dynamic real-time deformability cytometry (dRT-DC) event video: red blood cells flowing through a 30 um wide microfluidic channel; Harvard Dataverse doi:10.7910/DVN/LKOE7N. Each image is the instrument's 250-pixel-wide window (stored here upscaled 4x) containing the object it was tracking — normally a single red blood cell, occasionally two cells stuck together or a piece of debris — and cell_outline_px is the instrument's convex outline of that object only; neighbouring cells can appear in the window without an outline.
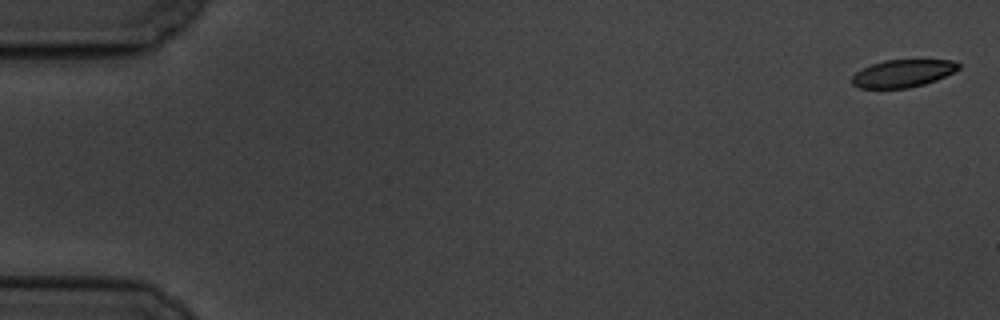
{"species": "common noctule bat (a hibernating species)", "species_latin": "Nyctalus noctula", "temperature_condition": "cold", "stored_images_in_passage": 6, "camera_frame_rate_fps": 3000, "um_per_image_px": 0.085, "animal": {"sex": "male", "body_mass_g": 19.5, "forearm_length_mm": 54.6}, "frame": {"image": 1, "passage_image": 1, "time_ms": 0.0, "image_size_px": [1000, 320], "cell_outline_px": [[960, 68], [936, 80], [924, 84], [908, 88], [860, 88], [852, 84], [852, 76], [856, 72], [872, 64], [884, 60], [952, 60], [960, 64]], "centroid_in_image_um": [76.73, 6.24], "position_along_channel_um": 8.3, "area_um2": 16.94}}
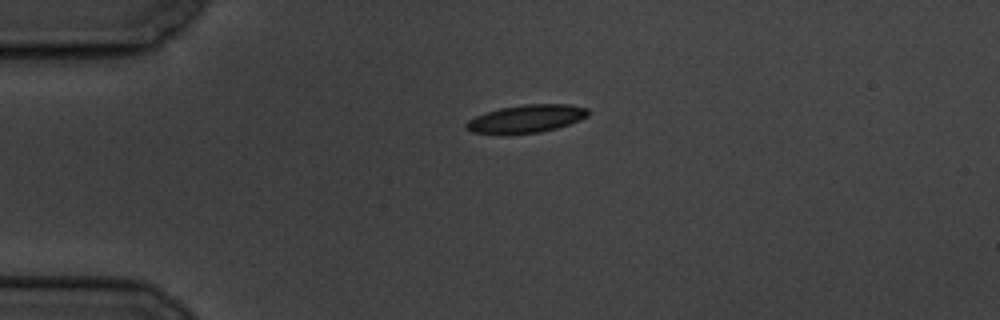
{"frame": {"image": 2, "passage_image": 5, "time_ms": 4.333, "image_size_px": [1000, 320], "cell_outline_px": [[588, 116], [580, 120], [556, 128], [540, 132], [508, 136], [500, 136], [472, 132], [464, 128], [464, 124], [468, 120], [476, 116], [500, 108], [524, 104], [568, 104], [588, 108]], "centroid_in_image_um": [44.67, 10.13], "position_along_channel_um": 40.3, "area_um2": 20.29}}